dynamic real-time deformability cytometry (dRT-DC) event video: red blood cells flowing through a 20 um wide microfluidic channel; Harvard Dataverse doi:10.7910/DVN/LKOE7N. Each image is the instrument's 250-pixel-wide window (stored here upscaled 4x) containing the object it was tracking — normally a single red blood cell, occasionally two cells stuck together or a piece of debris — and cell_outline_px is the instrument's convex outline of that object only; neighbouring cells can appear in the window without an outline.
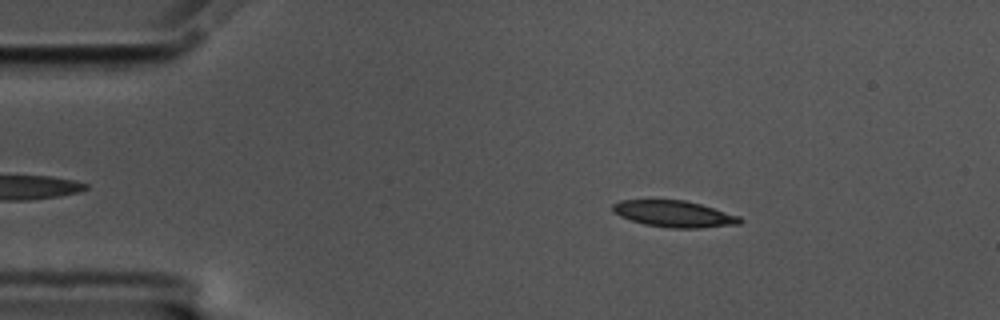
{"species": "common noctule bat (a hibernating species)", "species_latin": "Nyctalus noctula", "temperature_condition": "cold", "stored_images_in_passage": 49, "camera_frame_rate_fps": 3000, "um_per_image_px": 0.085, "animal": {"sex": "male", "body_mass_g": 17.5, "forearm_length_mm": 52.3}, "frame": {"image": 1, "passage_image": 1, "time_ms": 0.0, "image_size_px": [1000, 320], "cell_outline_px": [[744, 220], [740, 224], [700, 228], [668, 228], [644, 224], [620, 216], [612, 212], [612, 204], [620, 200], [684, 200], [700, 204], [740, 216]], "centroid_in_image_um": [57.3, 18.18], "position_along_channel_um": 27.7, "area_um2": 19.65}}
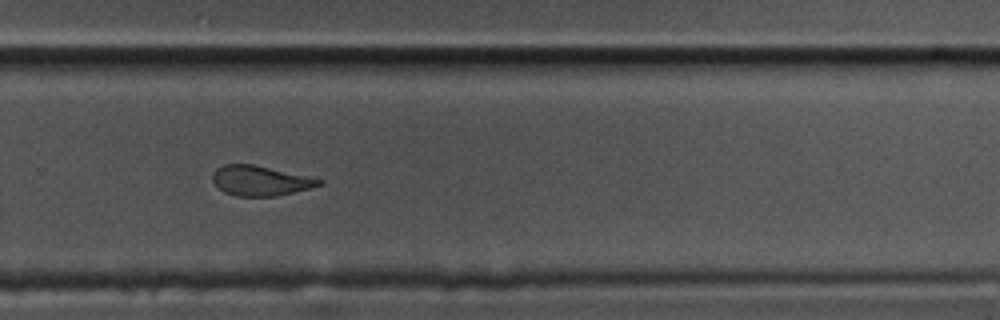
{"frame": {"image": 2, "passage_image": 30, "time_ms": 9.667, "image_size_px": [1000, 320], "cell_outline_px": [[324, 184], [276, 196], [236, 196], [224, 192], [212, 180], [212, 172], [216, 168], [224, 164], [252, 164], [308, 176], [324, 180]], "centroid_in_image_um": [22.1, 15.35], "position_along_channel_um": 307.7, "area_um2": 18.44}}
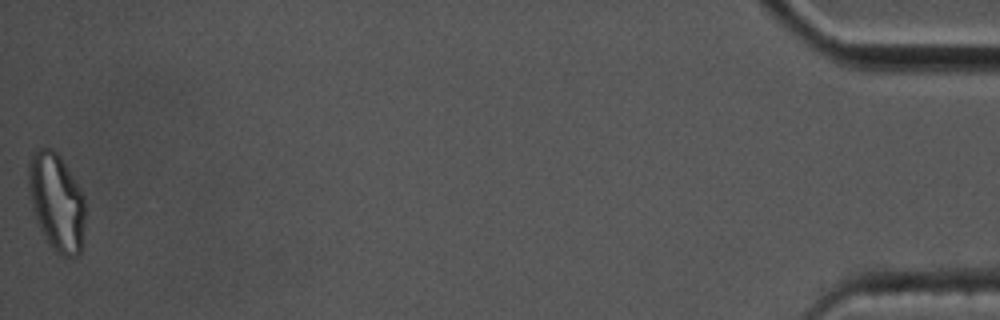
{"frame": {"image": 3, "passage_image": 49, "time_ms": 16.0, "image_size_px": [1000, 320], "cell_outline_px": [[84, 224], [80, 252], [76, 256], [64, 256], [48, 244], [40, 228], [32, 208], [28, 192], [28, 160], [32, 152], [36, 148], [52, 148], [60, 156], [76, 180], [84, 196]], "centroid_in_image_um": [4.78, 17.1], "position_along_channel_um": 430.4, "area_um2": 32.31}, "authors_computed_cell_mechanics": {"area_um2": 20.1722, "velocity_mm_per_s": 3.4771, "shape_relaxation_time_tau1_ms": 3.4319, "shape_relaxation_time_tau2_ms": 2.5936, "deformation_change_tau1": 0.1382, "deformation_change_tau2": 0.1044}}